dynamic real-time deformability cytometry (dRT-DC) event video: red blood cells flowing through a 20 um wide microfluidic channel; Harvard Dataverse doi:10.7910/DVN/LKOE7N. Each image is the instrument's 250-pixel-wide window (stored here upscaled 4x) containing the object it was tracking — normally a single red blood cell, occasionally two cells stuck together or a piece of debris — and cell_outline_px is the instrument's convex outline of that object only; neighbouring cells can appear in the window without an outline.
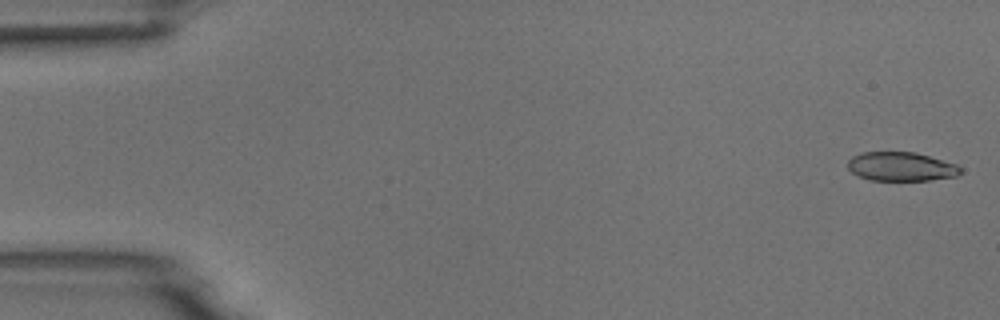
{"species": "common noctule bat (a hibernating species)", "species_latin": "Nyctalus noctula", "temperature_condition": "room temperature", "stored_images_in_passage": 4, "camera_frame_rate_fps": 3000, "um_per_image_px": 0.085, "animal": {"sex": "male", "body_mass_g": 18.8}, "frame": {"image": 1, "passage_image": 1, "time_ms": 0.0, "image_size_px": [1000, 320], "cell_outline_px": [[960, 172], [956, 176], [928, 180], [868, 180], [852, 172], [848, 168], [848, 160], [852, 156], [860, 152], [916, 152], [956, 164], [960, 168]], "centroid_in_image_um": [76.56, 14.15], "position_along_channel_um": 8.4, "area_um2": 18.9}}
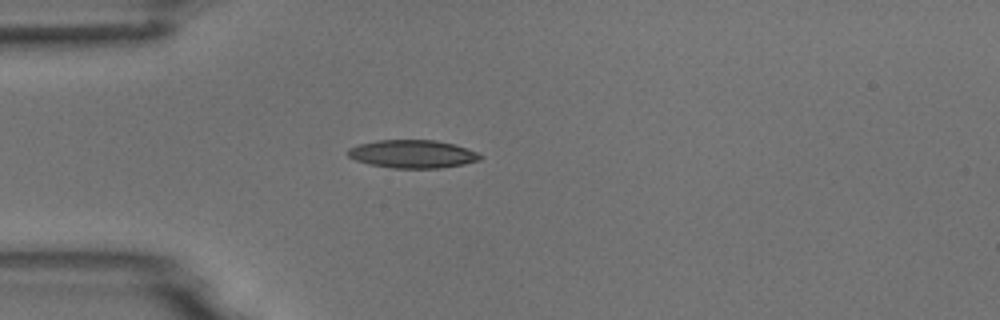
{"frame": {"image": 2, "passage_image": 4, "time_ms": 4.333, "image_size_px": [1000, 320], "cell_outline_px": [[484, 156], [480, 160], [464, 164], [440, 168], [392, 168], [368, 164], [356, 160], [348, 156], [348, 148], [360, 144], [376, 140], [436, 140], [456, 144], [476, 152]], "centroid_in_image_um": [35.09, 13.09], "position_along_channel_um": 49.9, "area_um2": 21.73}}